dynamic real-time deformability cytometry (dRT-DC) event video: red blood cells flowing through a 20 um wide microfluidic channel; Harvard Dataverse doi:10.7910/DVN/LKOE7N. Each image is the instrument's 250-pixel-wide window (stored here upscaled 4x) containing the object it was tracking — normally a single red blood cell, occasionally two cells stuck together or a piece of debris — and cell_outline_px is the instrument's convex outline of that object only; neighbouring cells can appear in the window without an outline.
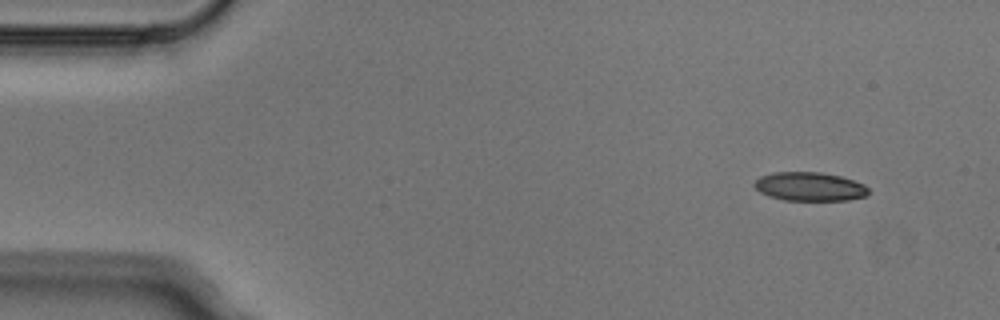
{"species": "Egyptian fruit bat (a non-hibernating species)", "species_latin": "Rousettus aegyptiacus", "temperature_condition": "cold", "stored_images_in_passage": 5, "camera_frame_rate_fps": 3000, "um_per_image_px": 0.085, "animal": {"sex": "male"}, "frame": {"image": 1, "passage_image": 1, "time_ms": 0.0, "image_size_px": [1000, 320], "cell_outline_px": [[868, 192], [864, 196], [848, 200], [784, 200], [768, 196], [760, 192], [752, 184], [760, 176], [772, 172], [820, 172], [840, 176], [864, 184], [868, 188]], "centroid_in_image_um": [68.78, 15.85], "position_along_channel_um": 16.2, "area_um2": 19.07}}
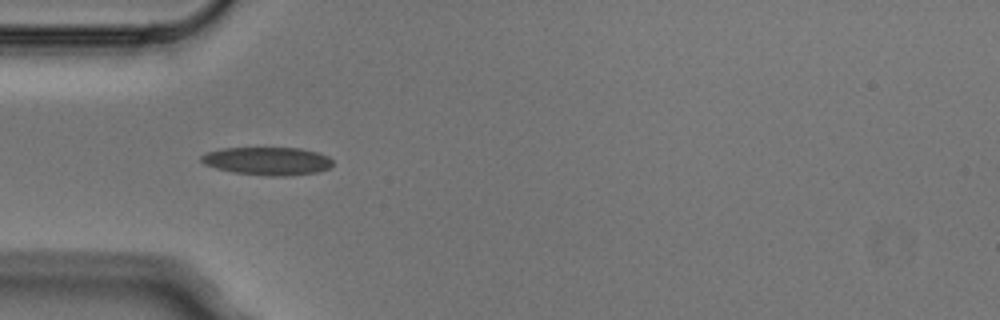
{"frame": {"image": 2, "passage_image": 4, "time_ms": 1.0, "image_size_px": [1000, 320], "cell_outline_px": [[332, 164], [328, 168], [316, 172], [284, 176], [272, 176], [232, 172], [216, 168], [204, 164], [200, 160], [200, 156], [204, 152], [220, 148], [300, 148], [316, 152], [328, 156], [332, 160]], "centroid_in_image_um": [22.67, 13.68], "position_along_channel_um": 62.3, "area_um2": 21.44}}
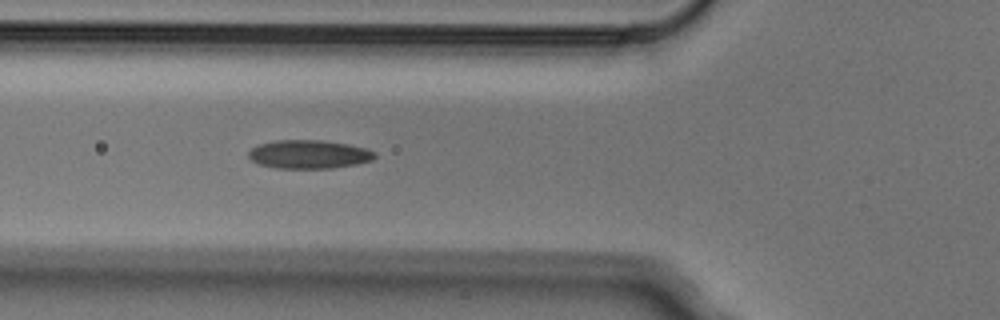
{"frame": {"image": 3, "passage_image": 5, "time_ms": 1.333, "image_size_px": [1000, 320], "cell_outline_px": [[376, 156], [372, 160], [356, 164], [332, 168], [276, 168], [260, 164], [252, 160], [248, 156], [248, 152], [252, 148], [260, 144], [276, 140], [320, 140], [348, 144], [364, 148], [376, 152]], "centroid_in_image_um": [26.26, 13.11], "position_along_channel_um": 99.5, "area_um2": 20.87}}